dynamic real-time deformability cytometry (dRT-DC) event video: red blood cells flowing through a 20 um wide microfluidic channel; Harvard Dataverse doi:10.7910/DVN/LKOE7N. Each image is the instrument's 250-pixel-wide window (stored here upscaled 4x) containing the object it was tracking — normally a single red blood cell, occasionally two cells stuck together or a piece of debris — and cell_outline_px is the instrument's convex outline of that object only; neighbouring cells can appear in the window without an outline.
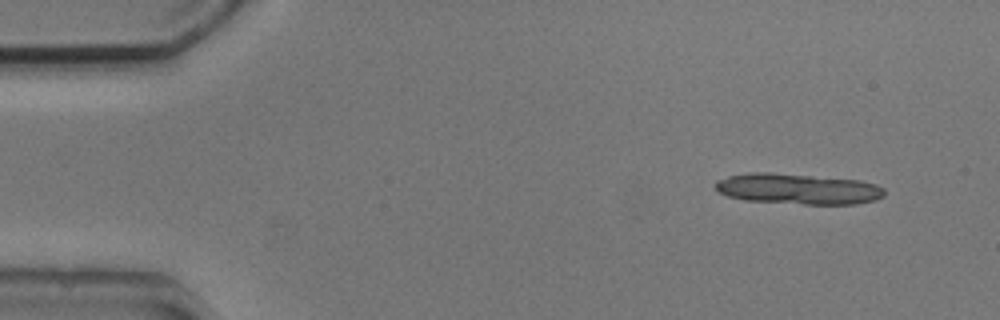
{"species": "common noctule bat (a hibernating species)", "species_latin": "Nyctalus noctula", "temperature_condition": "cold", "stored_images_in_passage": 10, "camera_frame_rate_fps": 3000, "um_per_image_px": 0.085, "animal": {"sex": "male", "body_mass_g": 20.5, "forearm_length_mm": 52.5}, "frame": {"image": 1, "passage_image": 1, "time_ms": 0.0, "image_size_px": [1000, 320], "cell_outline_px": [[884, 196], [876, 200], [856, 204], [804, 204], [744, 200], [728, 196], [720, 192], [716, 188], [716, 180], [728, 176], [752, 172], [772, 172], [860, 180], [876, 184], [884, 188]], "centroid_in_image_um": [67.85, 16.05], "position_along_channel_um": 17.1, "area_um2": 30.29}}